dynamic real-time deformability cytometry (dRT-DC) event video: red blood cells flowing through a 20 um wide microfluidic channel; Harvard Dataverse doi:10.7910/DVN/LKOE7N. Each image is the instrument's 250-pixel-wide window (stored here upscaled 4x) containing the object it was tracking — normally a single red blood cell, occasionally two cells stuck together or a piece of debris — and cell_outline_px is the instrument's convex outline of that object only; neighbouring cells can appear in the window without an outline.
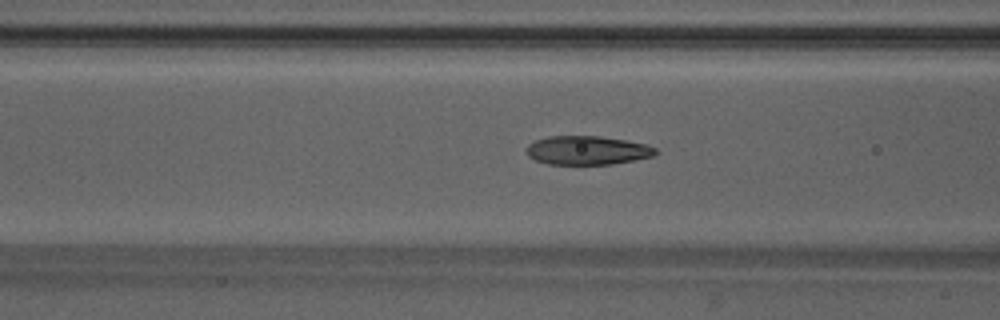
{"species": "Egyptian fruit bat (a non-hibernating species)", "species_latin": "Rousettus aegyptiacus", "temperature_condition": "warm", "stored_images_in_passage": 49, "camera_frame_rate_fps": 3000, "um_per_image_px": 0.085, "animal": {"sex": "male"}, "frame": {"image": 1, "passage_image": 20, "time_ms": 6.333, "image_size_px": [1000, 320], "cell_outline_px": [[656, 152], [652, 156], [612, 164], [548, 164], [536, 160], [528, 156], [524, 152], [524, 148], [528, 144], [536, 140], [548, 136], [600, 136], [624, 140], [644, 144], [656, 148]], "centroid_in_image_um": [49.83, 12.77], "position_along_channel_um": 116.8, "area_um2": 21.56}}
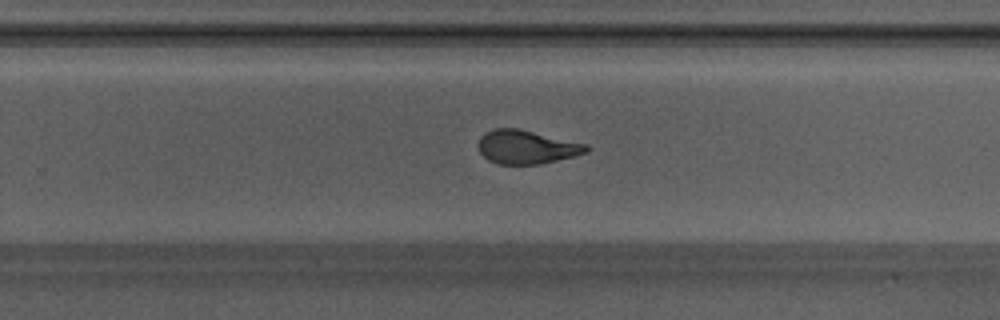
{"frame": {"image": 2, "passage_image": 32, "time_ms": 10.333, "image_size_px": [1000, 320], "cell_outline_px": [[588, 152], [540, 164], [496, 164], [488, 160], [480, 152], [480, 136], [492, 128], [516, 128], [588, 144]], "centroid_in_image_um": [44.75, 12.49], "position_along_channel_um": 285.1, "area_um2": 20.92}}
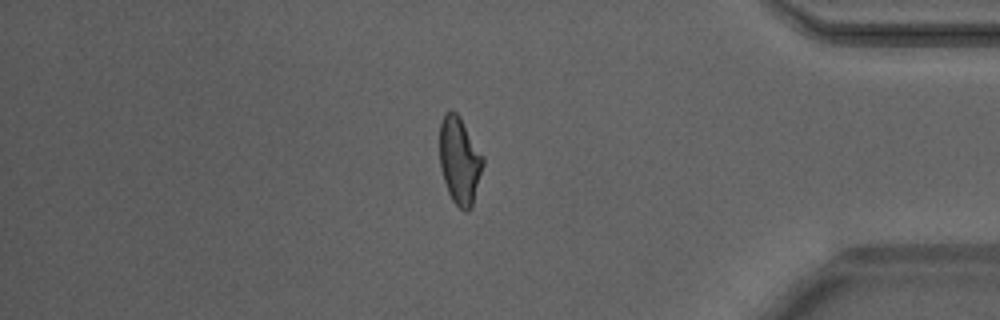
{"frame": {"image": 3, "passage_image": 42, "time_ms": 13.667, "image_size_px": [1000, 320], "cell_outline_px": [[484, 164], [472, 208], [468, 212], [464, 212], [452, 200], [448, 192], [444, 180], [440, 164], [440, 124], [444, 116], [448, 112], [456, 112], [460, 116], [484, 156]], "centroid_in_image_um": [39.09, 13.69], "position_along_channel_um": 396.1, "area_um2": 22.08}, "authors_computed_cell_mechanics": {"area_um2": 21.8484, "velocity_mm_per_s": 4.2127, "shape_relaxation_time_tau1_ms": 10.3765, "shape_relaxation_time_tau2_ms": 1.2626, "deformation_change_tau1": 0.3005, "deformation_change_tau2": 0.0678}}